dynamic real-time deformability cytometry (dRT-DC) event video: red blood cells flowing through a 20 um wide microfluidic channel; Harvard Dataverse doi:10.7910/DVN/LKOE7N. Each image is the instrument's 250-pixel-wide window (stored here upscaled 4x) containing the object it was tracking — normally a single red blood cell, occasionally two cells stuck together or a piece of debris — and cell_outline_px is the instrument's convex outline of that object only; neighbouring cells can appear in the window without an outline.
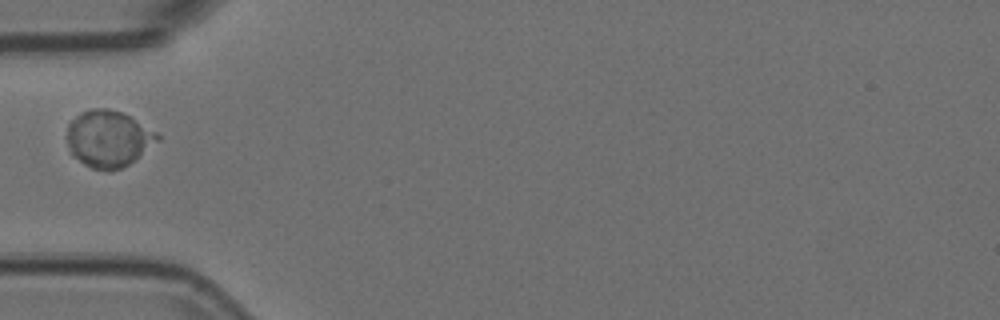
{"species": "Egyptian fruit bat (a non-hibernating species)", "species_latin": "Rousettus aegyptiacus", "temperature_condition": "room temperature", "stored_images_in_passage": 4, "camera_frame_rate_fps": 3000, "um_per_image_px": 0.085, "animal": {"sex": "female"}, "frame": {"image": 1, "passage_image": 1, "time_ms": 0.0, "image_size_px": [1000, 320], "cell_outline_px": [[160, 140], [128, 164], [120, 168], [108, 172], [92, 168], [84, 164], [72, 156], [68, 144], [68, 124], [80, 112], [88, 108], [108, 108], [120, 112], [128, 116], [156, 132], [160, 136]], "centroid_in_image_um": [9.19, 11.79], "position_along_channel_um": 75.8, "area_um2": 29.65}}